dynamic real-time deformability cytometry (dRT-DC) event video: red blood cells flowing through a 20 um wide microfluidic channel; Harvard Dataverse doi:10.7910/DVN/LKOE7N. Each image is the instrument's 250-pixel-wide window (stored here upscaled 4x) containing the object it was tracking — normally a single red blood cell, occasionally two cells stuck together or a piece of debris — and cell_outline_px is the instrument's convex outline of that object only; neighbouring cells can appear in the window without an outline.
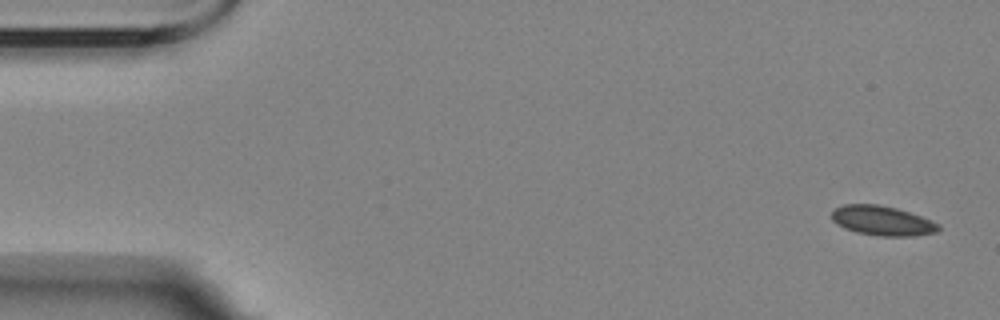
{"species": "Egyptian fruit bat (a non-hibernating species)", "species_latin": "Rousettus aegyptiacus", "temperature_condition": "room temperature", "stored_images_in_passage": 6, "camera_frame_rate_fps": 3000, "um_per_image_px": 0.085, "animal": {"sex": "female"}, "frame": {"image": 1, "passage_image": 1, "time_ms": 0.0, "image_size_px": [1000, 320], "cell_outline_px": [[940, 228], [936, 232], [912, 236], [880, 236], [856, 232], [844, 228], [836, 224], [832, 220], [832, 212], [836, 208], [844, 204], [880, 204], [896, 208], [932, 220], [940, 224]], "centroid_in_image_um": [74.99, 18.76], "position_along_channel_um": 10.0, "area_um2": 18.44}}